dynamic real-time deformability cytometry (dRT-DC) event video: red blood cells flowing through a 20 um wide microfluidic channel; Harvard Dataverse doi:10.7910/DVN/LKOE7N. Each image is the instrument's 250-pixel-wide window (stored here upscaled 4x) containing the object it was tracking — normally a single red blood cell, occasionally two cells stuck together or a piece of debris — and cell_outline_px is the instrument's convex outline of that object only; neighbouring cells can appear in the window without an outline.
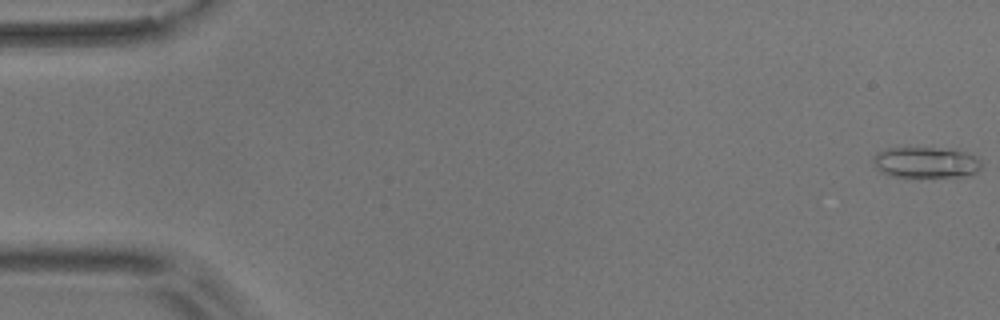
{"species": "common noctule bat (a hibernating species)", "species_latin": "Nyctalus noctula", "temperature_condition": "room temperature", "stored_images_in_passage": 9, "camera_frame_rate_fps": 3000, "um_per_image_px": 0.085, "animal": {"sex": "male", "body_mass_g": 17.9}, "frame": {"image": 1, "passage_image": 1, "time_ms": 0.0, "image_size_px": [1000, 320], "cell_outline_px": [[980, 168], [976, 172], [968, 176], [888, 176], [880, 172], [876, 168], [872, 160], [872, 156], [876, 152], [888, 148], [956, 148], [976, 156], [980, 160]], "centroid_in_image_um": [78.68, 13.79], "position_along_channel_um": 6.3, "area_um2": 19.71}}
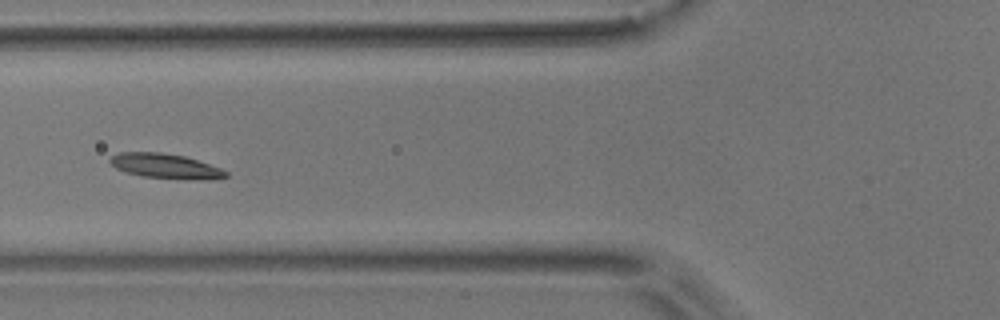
{"frame": {"image": 2, "passage_image": 7, "time_ms": 7.0, "image_size_px": [1000, 320], "cell_outline_px": [[228, 176], [212, 180], [208, 180], [144, 176], [128, 172], [116, 168], [108, 160], [112, 156], [120, 152], [160, 152], [184, 156], [220, 168], [228, 172]], "centroid_in_image_um": [14.08, 14.11], "position_along_channel_um": 111.7, "area_um2": 16.36}}
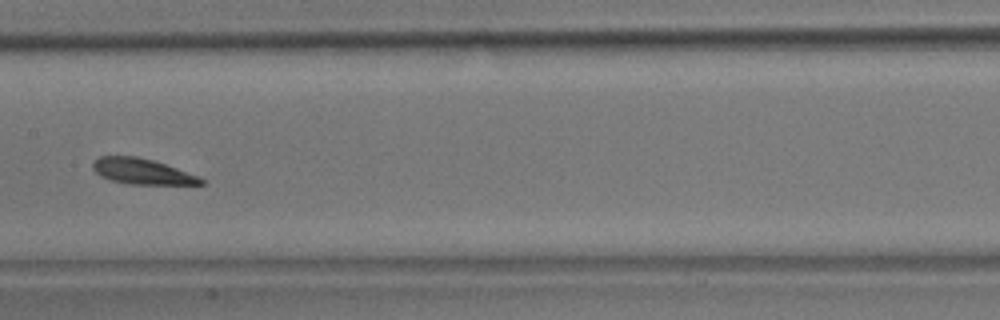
{"frame": {"image": 3, "passage_image": 9, "time_ms": 9.333, "image_size_px": [1000, 320], "cell_outline_px": [[204, 184], [128, 184], [112, 180], [100, 176], [92, 168], [92, 164], [100, 156], [136, 156], [152, 160], [176, 168], [196, 176], [204, 180]], "centroid_in_image_um": [12.03, 14.57], "position_along_channel_um": 195.4, "area_um2": 15.78}}